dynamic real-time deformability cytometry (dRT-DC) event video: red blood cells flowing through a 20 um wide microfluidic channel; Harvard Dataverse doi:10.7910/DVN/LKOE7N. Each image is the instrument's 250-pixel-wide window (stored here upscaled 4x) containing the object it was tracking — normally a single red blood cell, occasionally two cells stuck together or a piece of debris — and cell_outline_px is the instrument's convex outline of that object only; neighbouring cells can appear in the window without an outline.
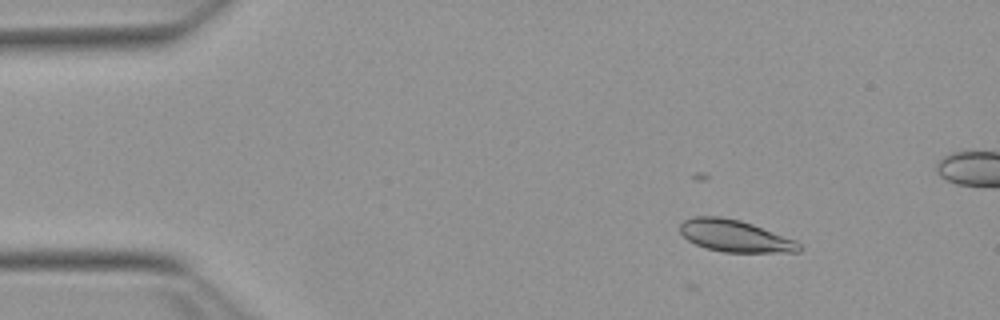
{"species": "Egyptian fruit bat (a non-hibernating species)", "species_latin": "Rousettus aegyptiacus", "temperature_condition": "warm", "stored_images_in_passage": 3, "camera_frame_rate_fps": 3000, "um_per_image_px": 0.085, "animal": {"sex": "female"}, "frame": {"image": 1, "passage_image": 1, "time_ms": 0.0, "image_size_px": [1000, 320], "cell_outline_px": [[804, 248], [800, 252], [724, 252], [704, 248], [688, 240], [680, 232], [680, 224], [684, 220], [696, 216], [720, 216], [740, 220], [752, 224], [796, 240]], "centroid_in_image_um": [62.49, 20.06], "position_along_channel_um": 22.5, "area_um2": 22.2}}